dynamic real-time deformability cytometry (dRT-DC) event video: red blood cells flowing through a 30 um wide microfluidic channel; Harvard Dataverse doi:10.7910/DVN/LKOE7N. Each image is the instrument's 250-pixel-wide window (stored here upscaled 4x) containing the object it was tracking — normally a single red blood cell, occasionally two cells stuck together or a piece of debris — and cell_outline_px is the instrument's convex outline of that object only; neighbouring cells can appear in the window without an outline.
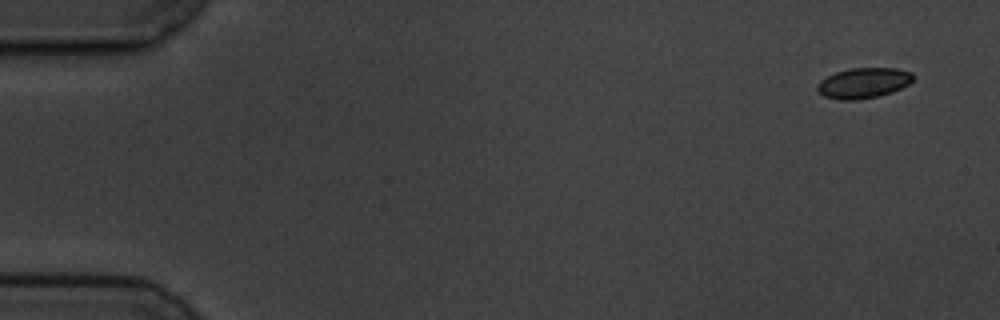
{"species": "common noctule bat (a hibernating species)", "species_latin": "Nyctalus noctula", "temperature_condition": "cold", "stored_images_in_passage": 6, "camera_frame_rate_fps": 3000, "um_per_image_px": 0.085, "animal": {"sex": "male", "body_mass_g": 19.5, "forearm_length_mm": 54.6}, "frame": {"image": 1, "passage_image": 1, "time_ms": 0.0, "image_size_px": [1000, 320], "cell_outline_px": [[912, 80], [908, 84], [892, 92], [876, 96], [856, 100], [840, 100], [824, 96], [816, 88], [816, 84], [820, 80], [836, 72], [848, 68], [896, 68], [912, 72]], "centroid_in_image_um": [73.36, 7.05], "position_along_channel_um": 11.6, "area_um2": 16.88}}
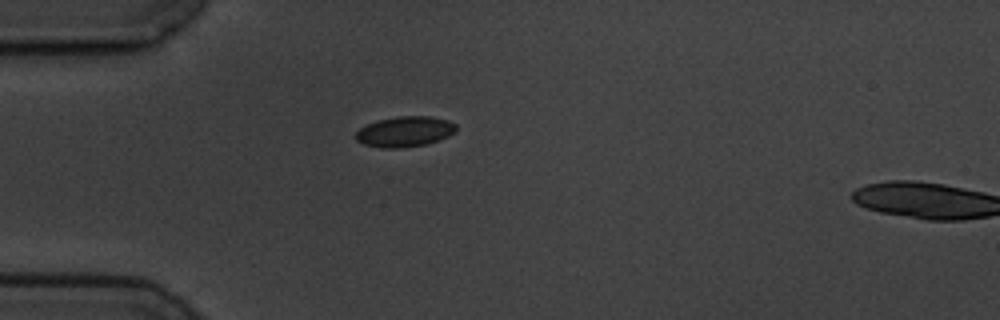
{"frame": {"image": 2, "passage_image": 5, "time_ms": 4.333, "image_size_px": [1000, 320], "cell_outline_px": [[456, 132], [448, 136], [424, 144], [404, 148], [384, 148], [364, 144], [356, 140], [356, 132], [360, 128], [376, 120], [396, 116], [432, 116], [448, 120], [456, 124]], "centroid_in_image_um": [34.41, 11.17], "position_along_channel_um": 50.6, "area_um2": 17.8}}